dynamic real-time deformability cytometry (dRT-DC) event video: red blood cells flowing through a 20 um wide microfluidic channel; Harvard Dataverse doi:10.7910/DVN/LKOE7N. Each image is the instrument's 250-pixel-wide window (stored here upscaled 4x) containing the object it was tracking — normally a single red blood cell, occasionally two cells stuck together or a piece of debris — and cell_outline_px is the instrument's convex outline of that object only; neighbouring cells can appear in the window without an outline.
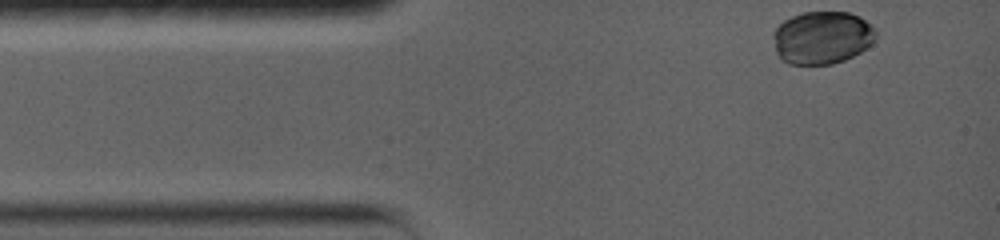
{"species": "common noctule bat (a hibernating species)", "species_latin": "Nyctalus noctula", "temperature_condition": "warm", "stored_images_in_passage": 37, "camera_frame_rate_fps": 5000, "um_per_image_px": 0.085, "animal": {"sex": "female", "body_mass_g": 19.0, "forearm_length_mm": 56.7}, "frame": {"image": 1, "passage_image": 1, "time_ms": 0.0, "image_size_px": [1000, 240], "cell_outline_px": [[876, 36], [872, 44], [860, 52], [844, 60], [832, 64], [788, 64], [780, 60], [776, 52], [772, 36], [772, 32], [784, 20], [792, 16], [804, 12], [848, 12], [860, 16], [876, 32]], "centroid_in_image_um": [69.84, 3.2], "position_along_channel_um": 15.2, "area_um2": 31.67}}
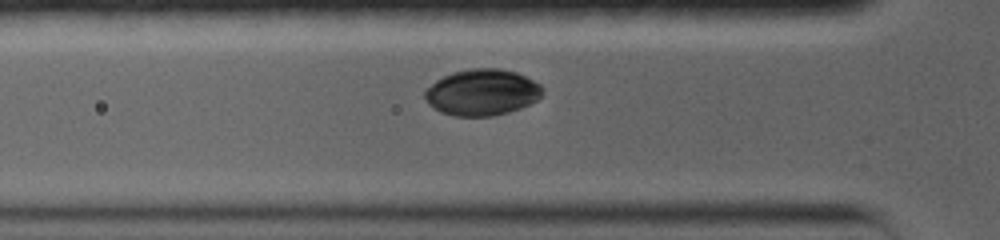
{"frame": {"image": 2, "passage_image": 11, "time_ms": 3.2, "image_size_px": [1000, 240], "cell_outline_px": [[544, 92], [536, 100], [520, 108], [508, 112], [492, 116], [452, 116], [440, 112], [432, 108], [428, 104], [424, 96], [424, 88], [436, 80], [452, 72], [468, 68], [500, 68], [516, 72], [540, 84], [544, 88]], "centroid_in_image_um": [40.93, 7.85], "position_along_channel_um": 84.9, "area_um2": 32.02}}
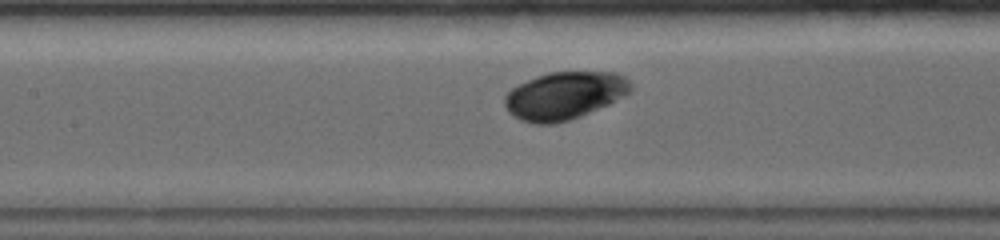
{"frame": {"image": 3, "passage_image": 17, "time_ms": 5.2, "image_size_px": [1000, 240], "cell_outline_px": [[632, 92], [608, 104], [580, 116], [568, 120], [552, 124], [536, 124], [520, 120], [508, 112], [504, 104], [504, 96], [512, 88], [536, 76], [548, 72], [616, 72], [624, 76], [632, 84]], "centroid_in_image_um": [47.98, 8.12], "position_along_channel_um": 159.4, "area_um2": 34.97}}